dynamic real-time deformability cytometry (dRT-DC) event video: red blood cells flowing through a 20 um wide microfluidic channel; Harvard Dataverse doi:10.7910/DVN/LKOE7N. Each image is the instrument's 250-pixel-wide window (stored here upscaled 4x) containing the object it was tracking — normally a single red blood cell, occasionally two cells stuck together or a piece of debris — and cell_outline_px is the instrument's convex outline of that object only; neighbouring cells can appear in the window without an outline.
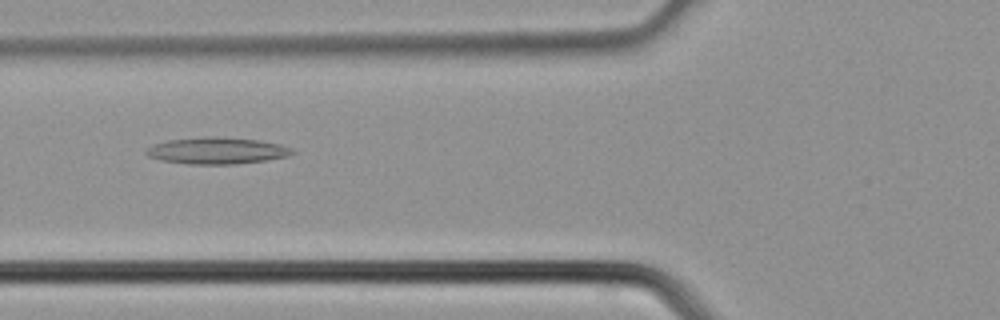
{"species": "common noctule bat (a hibernating species)", "species_latin": "Nyctalus noctula", "temperature_condition": "cold", "stored_images_in_passage": 3, "camera_frame_rate_fps": 3000, "um_per_image_px": 0.085, "animal": {"sex": "male", "body_mass_g": 21.5, "forearm_length_mm": 52.0}, "frame": {"image": 1, "passage_image": 2, "time_ms": 0.333, "image_size_px": [1000, 320], "cell_outline_px": [[296, 152], [288, 156], [268, 160], [236, 164], [188, 164], [160, 160], [148, 156], [144, 152], [144, 148], [152, 144], [168, 140], [208, 136], [216, 136], [260, 140], [280, 144], [292, 148]], "centroid_in_image_um": [18.42, 12.8], "position_along_channel_um": 107.4, "area_um2": 23.0}}
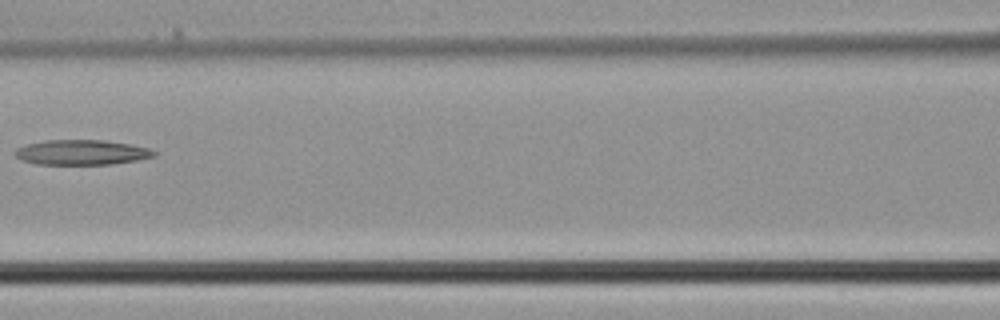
{"frame": {"image": 2, "passage_image": 3, "time_ms": 0.667, "image_size_px": [1000, 320], "cell_outline_px": [[156, 156], [136, 160], [112, 164], [36, 164], [20, 160], [12, 152], [16, 148], [28, 144], [44, 140], [104, 140], [128, 144], [148, 148], [156, 152]], "centroid_in_image_um": [6.89, 12.95], "position_along_channel_um": 159.7, "area_um2": 20.23}}